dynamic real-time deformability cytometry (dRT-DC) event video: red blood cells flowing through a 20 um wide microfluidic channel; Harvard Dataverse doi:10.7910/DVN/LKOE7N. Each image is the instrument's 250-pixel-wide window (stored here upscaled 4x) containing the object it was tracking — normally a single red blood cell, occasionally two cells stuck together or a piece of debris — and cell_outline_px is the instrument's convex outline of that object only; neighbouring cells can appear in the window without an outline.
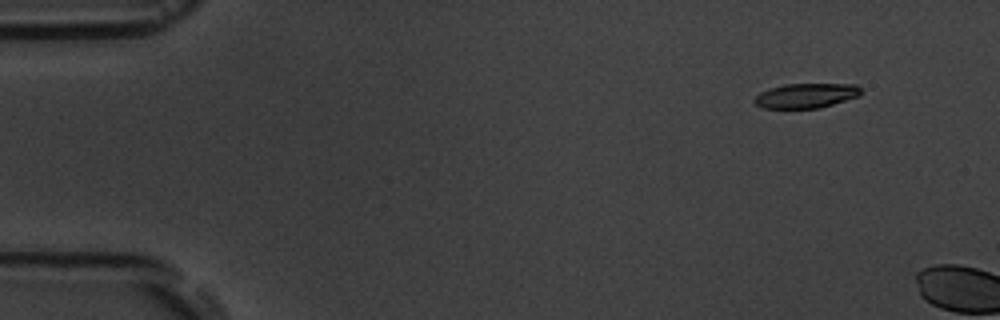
{"species": "common noctule bat (a hibernating species)", "species_latin": "Nyctalus noctula", "temperature_condition": "room temperature", "stored_images_in_passage": 2, "camera_frame_rate_fps": 3000, "um_per_image_px": 0.085, "animal": {"sex": "male", "body_mass_g": 19.5, "forearm_length_mm": 54.6}, "frame": {"image": 1, "passage_image": 1, "time_ms": 0.0, "image_size_px": [1000, 320], "cell_outline_px": [[860, 96], [820, 108], [764, 108], [756, 104], [752, 100], [760, 92], [768, 88], [784, 84], [856, 84], [860, 88]], "centroid_in_image_um": [68.5, 8.12], "position_along_channel_um": 16.5, "area_um2": 15.37}}